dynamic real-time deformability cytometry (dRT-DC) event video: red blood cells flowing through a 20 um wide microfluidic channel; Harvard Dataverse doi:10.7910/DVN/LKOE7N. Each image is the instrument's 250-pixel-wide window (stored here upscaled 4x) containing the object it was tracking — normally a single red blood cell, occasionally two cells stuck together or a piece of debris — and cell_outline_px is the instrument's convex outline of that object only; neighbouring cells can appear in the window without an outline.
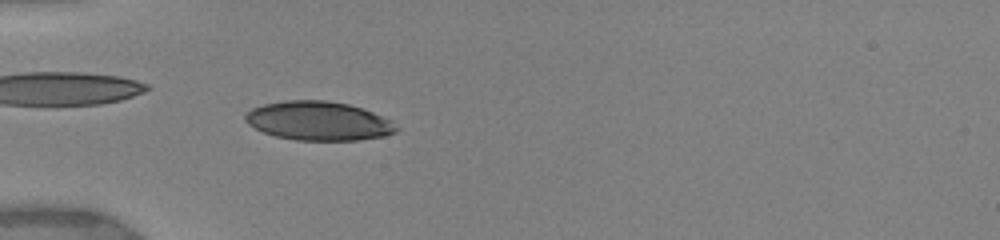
{"species": "human", "species_latin": "Homo sapiens", "temperature_condition": "warm", "stored_images_in_passage": 26, "camera_frame_rate_fps": 3000, "um_per_image_px": 0.085, "donor": {"sex": "female"}, "frame": {"image": 1, "passage_image": 15, "time_ms": 5.0, "image_size_px": [1000, 240], "cell_outline_px": [[400, 128], [396, 132], [384, 136], [360, 140], [296, 140], [276, 136], [264, 132], [248, 124], [244, 120], [244, 116], [252, 108], [264, 104], [284, 100], [324, 100], [348, 104], [372, 112], [392, 120]], "centroid_in_image_um": [27.1, 10.28], "position_along_channel_um": 57.9, "area_um2": 34.28}}
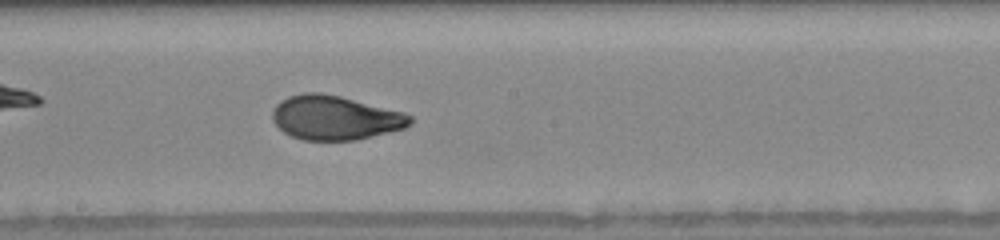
{"frame": {"image": 2, "passage_image": 26, "time_ms": 9.333, "image_size_px": [1000, 240], "cell_outline_px": [[412, 124], [404, 128], [356, 140], [304, 140], [292, 136], [284, 132], [272, 120], [272, 112], [276, 104], [280, 100], [288, 96], [304, 92], [320, 92], [340, 96], [404, 112], [412, 116]], "centroid_in_image_um": [28.47, 10.0], "position_along_channel_um": 219.7, "area_um2": 35.49}}